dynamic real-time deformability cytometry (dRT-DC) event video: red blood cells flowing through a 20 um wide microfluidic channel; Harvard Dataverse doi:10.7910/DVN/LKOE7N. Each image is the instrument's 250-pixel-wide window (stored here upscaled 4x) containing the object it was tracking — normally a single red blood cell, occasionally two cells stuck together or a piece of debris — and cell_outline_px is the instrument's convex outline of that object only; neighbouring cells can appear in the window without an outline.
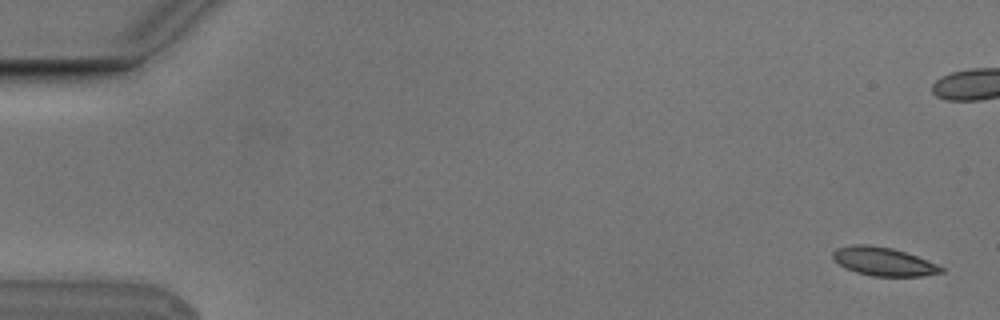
{"species": "Egyptian fruit bat (a non-hibernating species)", "species_latin": "Rousettus aegyptiacus", "temperature_condition": "cold", "stored_images_in_passage": 6, "camera_frame_rate_fps": 3000, "um_per_image_px": 0.085, "animal": {"sex": "male"}, "frame": {"image": 1, "passage_image": 1, "time_ms": 0.0, "image_size_px": [1000, 320], "cell_outline_px": [[944, 272], [924, 276], [872, 276], [856, 272], [844, 268], [832, 256], [832, 252], [836, 248], [856, 244], [868, 244], [892, 248], [916, 256], [936, 264], [944, 268]], "centroid_in_image_um": [75.08, 22.23], "position_along_channel_um": 9.9, "area_um2": 17.86}}